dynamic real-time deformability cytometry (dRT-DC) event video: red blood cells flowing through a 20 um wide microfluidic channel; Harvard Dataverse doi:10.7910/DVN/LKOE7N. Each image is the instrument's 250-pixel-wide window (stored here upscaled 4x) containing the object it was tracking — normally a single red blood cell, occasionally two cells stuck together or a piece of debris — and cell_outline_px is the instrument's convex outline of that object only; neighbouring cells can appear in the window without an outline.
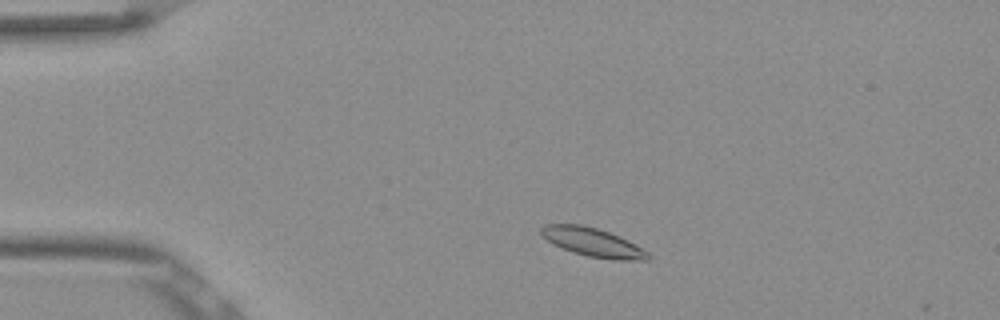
{"species": "Egyptian fruit bat (a non-hibernating species)", "species_latin": "Rousettus aegyptiacus", "temperature_condition": "room temperature", "stored_images_in_passage": 9, "camera_frame_rate_fps": 3000, "um_per_image_px": 0.085, "frame": {"image": 1, "passage_image": 5, "time_ms": 1.333, "image_size_px": [1000, 320], "cell_outline_px": [[652, 256], [648, 260], [612, 260], [588, 256], [572, 252], [552, 244], [540, 232], [540, 228], [544, 224], [580, 224], [596, 228], [608, 232], [628, 240], [636, 244], [648, 252]], "centroid_in_image_um": [50.4, 20.6], "position_along_channel_um": 34.6, "area_um2": 17.86}}